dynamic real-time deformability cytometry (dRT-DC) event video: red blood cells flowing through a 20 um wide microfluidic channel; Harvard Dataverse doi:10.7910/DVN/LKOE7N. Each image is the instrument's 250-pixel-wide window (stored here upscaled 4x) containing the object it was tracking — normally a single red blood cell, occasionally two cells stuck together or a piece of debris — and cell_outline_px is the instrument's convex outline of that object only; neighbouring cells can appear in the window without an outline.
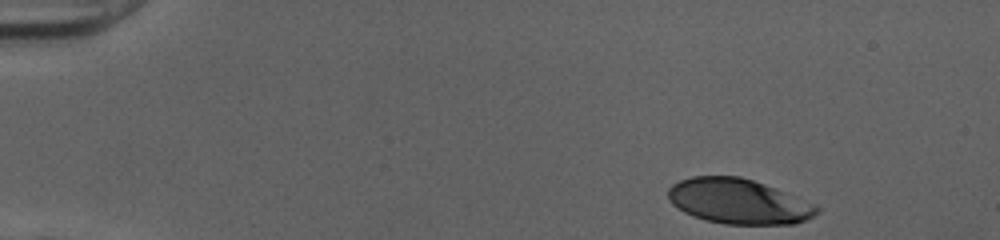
{"species": "human", "species_latin": "Homo sapiens", "temperature_condition": "cold", "stored_images_in_passage": 38, "camera_frame_rate_fps": 3000, "um_per_image_px": 0.085, "donor": {"sex": "female"}, "frame": {"image": 1, "passage_image": 1, "time_ms": 0.0, "image_size_px": [1000, 240], "cell_outline_px": [[820, 212], [796, 224], [724, 224], [704, 220], [692, 216], [684, 212], [672, 204], [668, 200], [668, 188], [672, 184], [680, 180], [692, 176], [740, 176], [776, 188], [816, 204], [820, 208]], "centroid_in_image_um": [62.76, 17.12], "position_along_channel_um": 22.2, "area_um2": 39.25}}
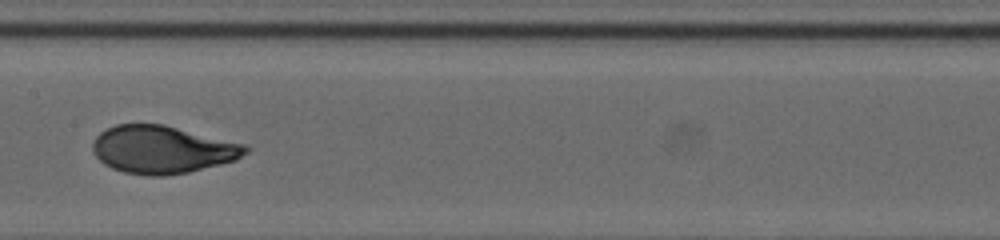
{"frame": {"image": 2, "passage_image": 22, "time_ms": 7.0, "image_size_px": [1000, 240], "cell_outline_px": [[252, 148], [248, 152], [236, 160], [188, 172], [164, 176], [148, 176], [124, 172], [112, 168], [104, 164], [96, 156], [92, 148], [92, 144], [96, 136], [100, 132], [116, 124], [164, 124], [248, 144]], "centroid_in_image_um": [13.84, 12.7], "position_along_channel_um": 193.6, "area_um2": 42.83}}
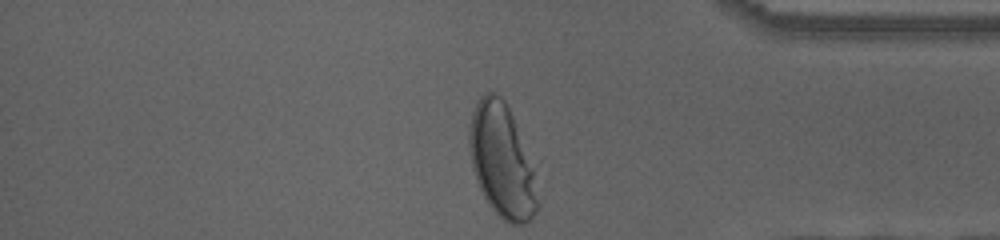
{"frame": {"image": 3, "passage_image": 38, "time_ms": 12.333, "image_size_px": [1000, 240], "cell_outline_px": [[540, 204], [536, 212], [524, 224], [508, 224], [488, 204], [476, 180], [472, 168], [468, 144], [468, 128], [472, 112], [476, 100], [484, 92], [492, 92], [500, 96], [504, 100], [512, 116], [532, 164]], "centroid_in_image_um": [42.64, 13.67], "position_along_channel_um": 392.6, "area_um2": 45.14}, "authors_computed_cell_mechanics": {"area_um2": 41.8183, "velocity_mm_per_s": 4.008, "shape_relaxation_time_tau1_ms": 4.7716, "shape_relaxation_time_tau2_ms": null, "deformation_change_tau1": 0.2359, "deformation_change_tau2": null}}